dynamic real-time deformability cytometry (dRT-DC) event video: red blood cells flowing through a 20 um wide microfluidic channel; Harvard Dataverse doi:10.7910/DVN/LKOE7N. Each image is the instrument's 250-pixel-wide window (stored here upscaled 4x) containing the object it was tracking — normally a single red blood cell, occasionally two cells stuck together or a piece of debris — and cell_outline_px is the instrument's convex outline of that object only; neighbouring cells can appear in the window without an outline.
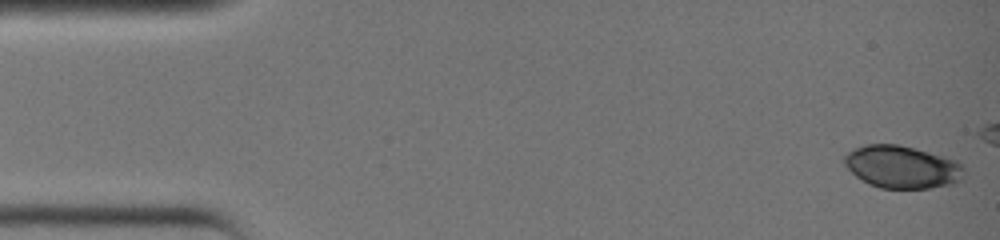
{"species": "common noctule bat (a hibernating species)", "species_latin": "Nyctalus noctula", "temperature_condition": "warm", "stored_images_in_passage": 10, "camera_frame_rate_fps": 3000, "um_per_image_px": 0.085, "animal": {"sex": "female", "body_mass_g": 19.0, "forearm_length_mm": 51.5}, "frame": {"image": 1, "passage_image": 1, "time_ms": 0.0, "image_size_px": [1000, 240], "cell_outline_px": [[964, 180], [956, 184], [928, 188], [880, 188], [868, 184], [856, 176], [844, 164], [844, 156], [848, 152], [856, 148], [868, 144], [896, 144], [912, 148], [956, 160], [960, 164], [964, 176]], "centroid_in_image_um": [76.68, 14.21], "position_along_channel_um": 8.3, "area_um2": 29.48}}